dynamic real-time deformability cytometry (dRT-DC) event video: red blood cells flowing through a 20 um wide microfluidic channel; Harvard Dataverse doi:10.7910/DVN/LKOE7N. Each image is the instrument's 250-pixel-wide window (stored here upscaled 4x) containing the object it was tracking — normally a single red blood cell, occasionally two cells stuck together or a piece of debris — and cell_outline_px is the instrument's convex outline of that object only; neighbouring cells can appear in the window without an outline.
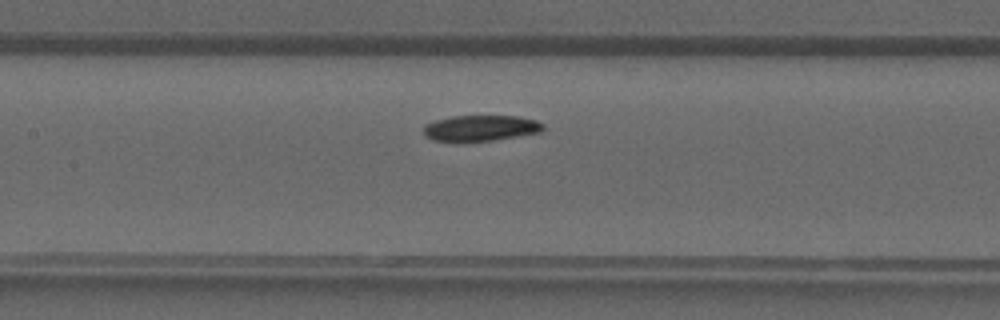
{"species": "common noctule bat (a hibernating species)", "species_latin": "Nyctalus noctula", "temperature_condition": "warm", "stored_images_in_passage": 25, "camera_frame_rate_fps": 3000, "um_per_image_px": 0.085, "animal": {"sex": "male", "forearm_length_mm": 52.5}, "frame": {"image": 1, "passage_image": 7, "time_ms": 2.0, "image_size_px": [1000, 320], "cell_outline_px": [[544, 128], [540, 132], [492, 140], [456, 144], [432, 140], [424, 136], [424, 124], [436, 120], [452, 116], [516, 116], [536, 120], [544, 124]], "centroid_in_image_um": [40.77, 10.92], "position_along_channel_um": 166.6, "area_um2": 18.5}}
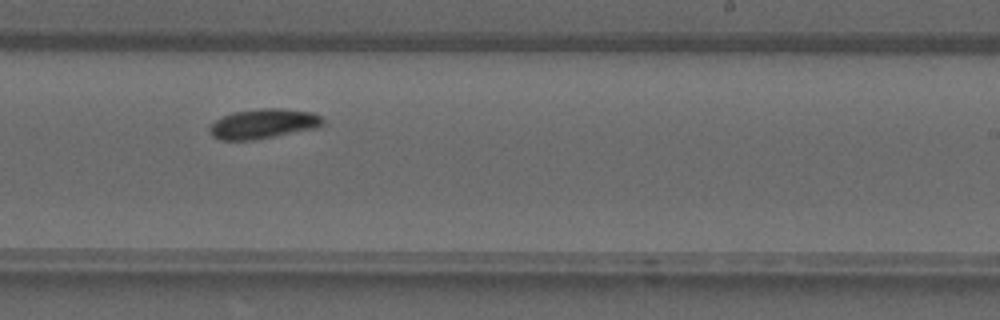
{"frame": {"image": 2, "passage_image": 13, "time_ms": 4.0, "image_size_px": [1000, 320], "cell_outline_px": [[324, 124], [320, 128], [252, 140], [220, 140], [212, 136], [208, 132], [208, 128], [216, 120], [232, 112], [260, 108], [280, 108], [312, 112], [320, 116], [324, 120]], "centroid_in_image_um": [22.4, 10.52], "position_along_channel_um": 266.6, "area_um2": 19.83}}
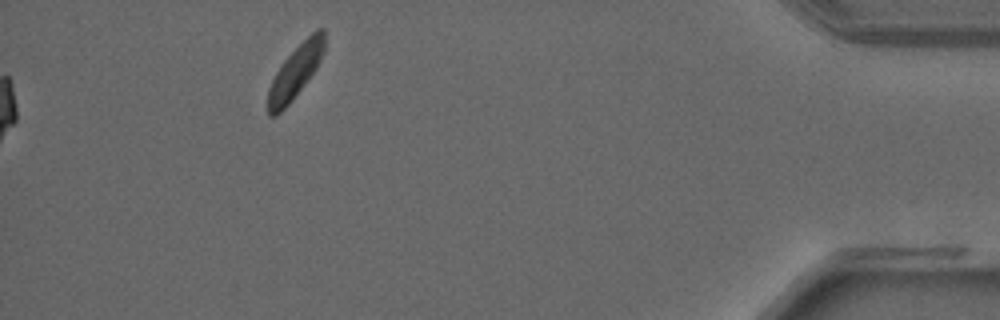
{"frame": {"image": 3, "passage_image": 25, "time_ms": 8.0, "image_size_px": [1000, 320], "cell_outline_px": [[324, 52], [316, 68], [292, 100], [276, 116], [268, 116], [268, 88], [276, 72], [284, 60], [316, 28], [324, 28]], "centroid_in_image_um": [25.1, 6.1], "position_along_channel_um": 410.1, "area_um2": 16.99}}